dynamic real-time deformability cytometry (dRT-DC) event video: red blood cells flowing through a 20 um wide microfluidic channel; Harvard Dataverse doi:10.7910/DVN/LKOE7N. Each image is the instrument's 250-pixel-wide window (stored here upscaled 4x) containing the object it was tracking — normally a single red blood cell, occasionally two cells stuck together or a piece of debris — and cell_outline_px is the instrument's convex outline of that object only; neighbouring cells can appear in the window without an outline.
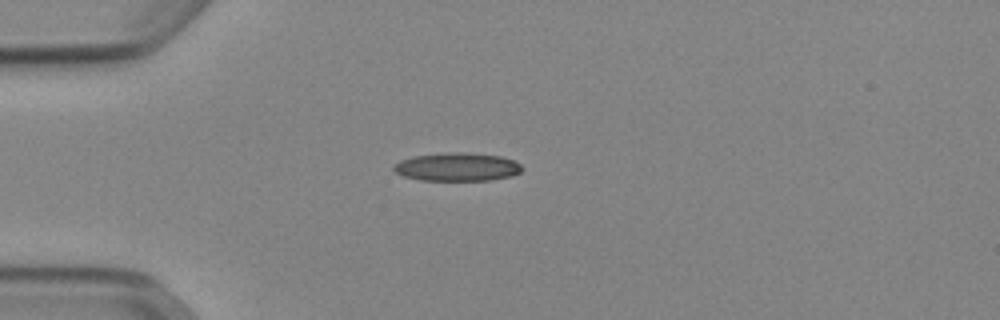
{"species": "Egyptian fruit bat (a non-hibernating species)", "species_latin": "Rousettus aegyptiacus", "temperature_condition": "cold", "stored_images_in_passage": 32, "camera_frame_rate_fps": 3000, "um_per_image_px": 0.085, "animal": {"sex": "female"}, "frame": {"image": 1, "passage_image": 1, "time_ms": 0.0, "image_size_px": [1000, 320], "cell_outline_px": [[524, 168], [520, 172], [512, 176], [488, 180], [420, 180], [404, 176], [396, 172], [392, 168], [400, 160], [412, 156], [444, 152], [464, 152], [500, 156], [512, 160], [520, 164]], "centroid_in_image_um": [38.86, 14.18], "position_along_channel_um": 46.1, "area_um2": 21.15}}
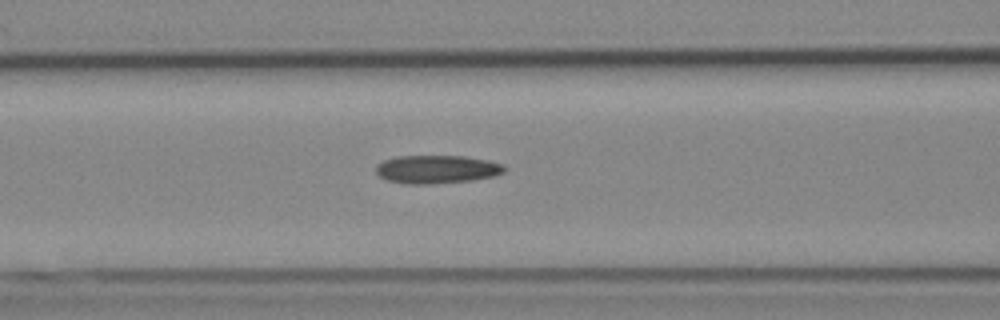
{"frame": {"image": 2, "passage_image": 9, "time_ms": 2.667, "image_size_px": [1000, 320], "cell_outline_px": [[504, 172], [496, 176], [472, 180], [432, 184], [408, 184], [388, 180], [380, 176], [376, 172], [376, 164], [384, 160], [396, 156], [464, 156], [488, 160], [504, 164]], "centroid_in_image_um": [37.14, 14.39], "position_along_channel_um": 129.5, "area_um2": 21.21}}
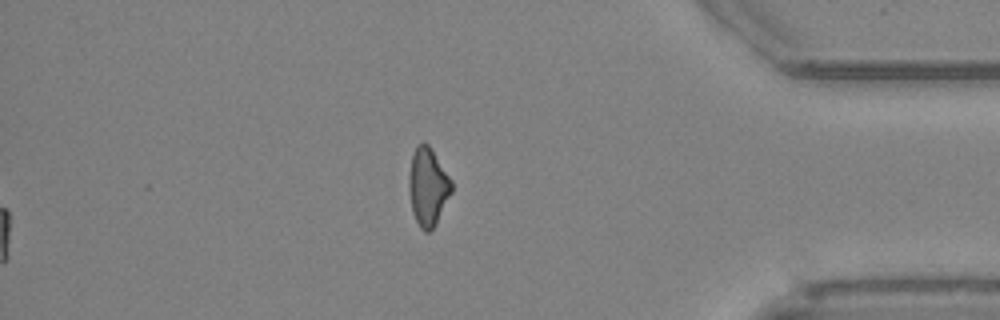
{"frame": {"image": 3, "passage_image": 32, "time_ms": 10.333, "image_size_px": [1000, 320], "cell_outline_px": [[452, 192], [436, 224], [428, 232], [424, 232], [420, 228], [412, 212], [408, 188], [408, 176], [412, 156], [416, 144], [424, 140], [432, 148], [452, 180]], "centroid_in_image_um": [36.37, 15.84], "position_along_channel_um": 398.8, "area_um2": 19.71}, "authors_computed_cell_mechanics": {"area_um2": 20.5479, "velocity_mm_per_s": 3.8923, "shape_relaxation_time_tau1_ms": null, "shape_relaxation_time_tau2_ms": 6.2234, "deformation_change_tau1": null, "deformation_change_tau2": 0.1785}}